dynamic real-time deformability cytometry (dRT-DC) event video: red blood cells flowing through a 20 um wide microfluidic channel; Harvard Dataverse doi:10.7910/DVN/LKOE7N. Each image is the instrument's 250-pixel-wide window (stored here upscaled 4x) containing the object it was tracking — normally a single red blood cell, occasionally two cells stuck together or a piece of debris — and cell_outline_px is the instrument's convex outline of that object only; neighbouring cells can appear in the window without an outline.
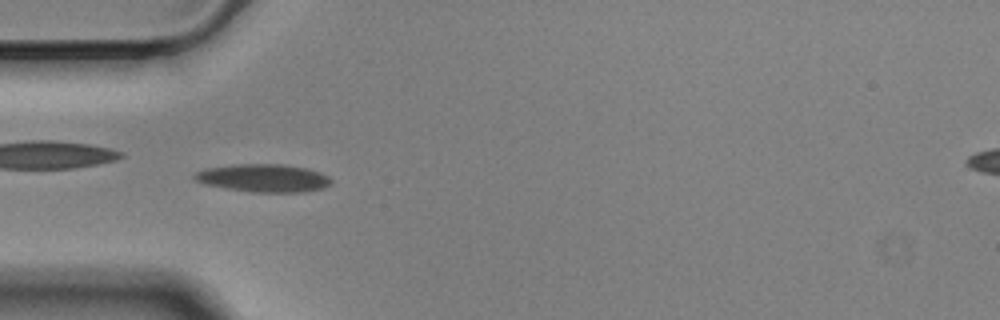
{"species": "Egyptian fruit bat (a non-hibernating species)", "species_latin": "Rousettus aegyptiacus", "temperature_condition": "cold", "stored_images_in_passage": 54, "camera_frame_rate_fps": 3000, "um_per_image_px": 0.085, "animal": {"sex": "male"}, "frame": {"image": 1, "passage_image": 16, "time_ms": 5.0, "image_size_px": [1000, 320], "cell_outline_px": [[332, 184], [320, 188], [304, 192], [252, 192], [204, 184], [196, 180], [192, 176], [196, 172], [204, 168], [232, 164], [284, 164], [308, 168], [320, 172], [328, 176], [332, 180]], "centroid_in_image_um": [22.4, 15.12], "position_along_channel_um": 62.6, "area_um2": 22.31}}
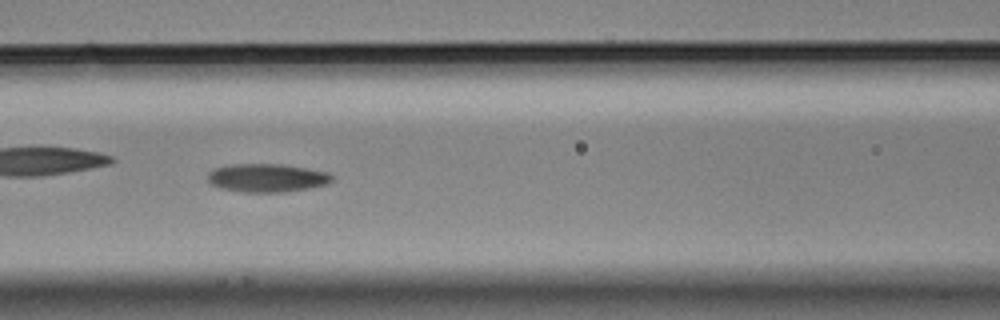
{"frame": {"image": 2, "passage_image": 23, "time_ms": 7.333, "image_size_px": [1000, 320], "cell_outline_px": [[332, 180], [328, 184], [308, 188], [284, 192], [244, 192], [220, 188], [212, 184], [208, 180], [208, 172], [212, 168], [228, 164], [280, 164], [308, 168], [328, 172], [332, 176]], "centroid_in_image_um": [22.67, 15.11], "position_along_channel_um": 143.9, "area_um2": 20.63}}
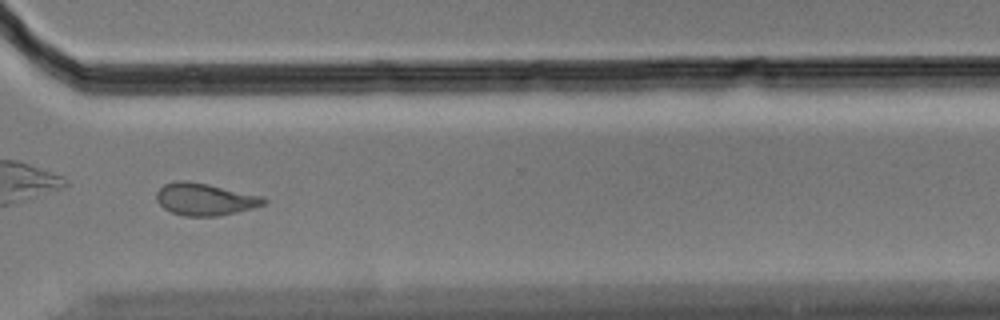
{"frame": {"image": 3, "passage_image": 41, "time_ms": 13.333, "image_size_px": [1000, 320], "cell_outline_px": [[268, 200], [264, 204], [252, 208], [236, 212], [216, 216], [184, 216], [172, 212], [164, 208], [156, 200], [156, 192], [164, 184], [176, 180], [184, 180], [208, 184], [264, 196]], "centroid_in_image_um": [17.41, 16.93], "position_along_channel_um": 353.2, "area_um2": 20.11}, "authors_computed_cell_mechanics": {"area_um2": 20.2011, "velocity_mm_per_s": 3.4885, "shape_relaxation_time_tau1_ms": null, "shape_relaxation_time_tau2_ms": 6.4069, "deformation_change_tau1": null, "deformation_change_tau2": 0.1456}}